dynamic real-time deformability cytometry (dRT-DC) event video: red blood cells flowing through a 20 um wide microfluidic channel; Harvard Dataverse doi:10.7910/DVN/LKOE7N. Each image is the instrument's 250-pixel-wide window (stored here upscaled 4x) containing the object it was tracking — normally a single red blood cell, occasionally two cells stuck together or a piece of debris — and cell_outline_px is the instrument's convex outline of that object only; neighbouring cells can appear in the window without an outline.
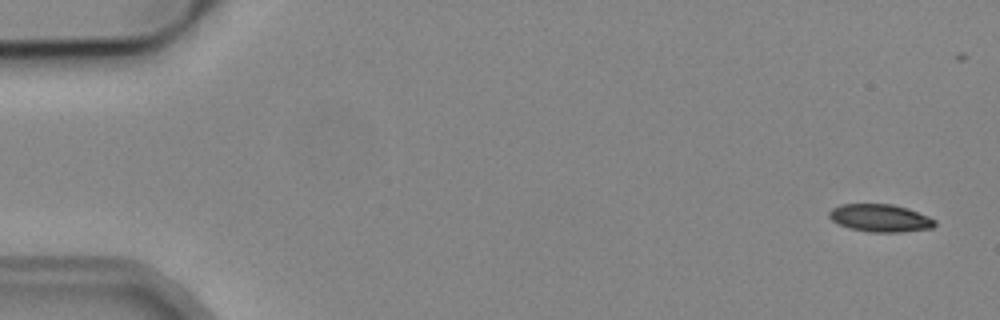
{"species": "common noctule bat (a hibernating species)", "species_latin": "Nyctalus noctula", "temperature_condition": "cold", "stored_images_in_passage": 5, "camera_frame_rate_fps": 3000, "um_per_image_px": 0.085, "animal": {"sex": "male", "body_mass_g": 19.2, "forearm_length_mm": 51.8}, "frame": {"image": 1, "passage_image": 1, "time_ms": 0.0, "image_size_px": [1000, 320], "cell_outline_px": [[936, 224], [932, 228], [900, 232], [868, 232], [848, 228], [836, 224], [828, 216], [828, 212], [832, 208], [840, 204], [892, 204], [908, 208], [928, 216], [936, 220]], "centroid_in_image_um": [74.78, 18.53], "position_along_channel_um": 10.2, "area_um2": 17.22}}
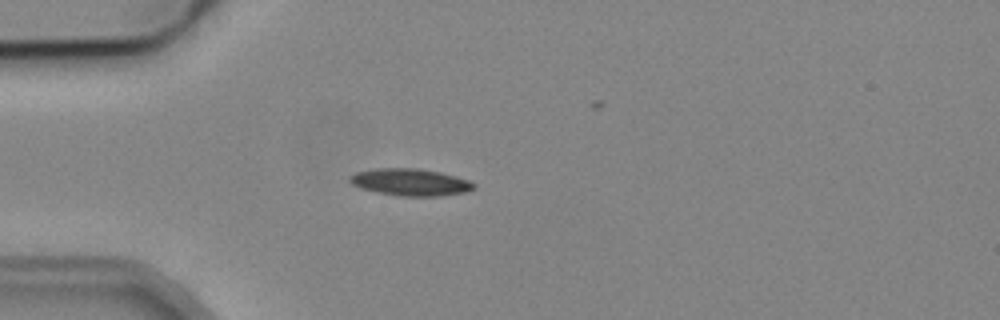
{"frame": {"image": 2, "passage_image": 5, "time_ms": 4.333, "image_size_px": [1000, 320], "cell_outline_px": [[476, 188], [464, 192], [440, 196], [400, 196], [376, 192], [360, 188], [352, 184], [348, 180], [348, 176], [356, 172], [376, 168], [416, 168], [440, 172], [456, 176], [468, 180], [476, 184]], "centroid_in_image_um": [34.86, 15.48], "position_along_channel_um": 50.1, "area_um2": 19.65}}